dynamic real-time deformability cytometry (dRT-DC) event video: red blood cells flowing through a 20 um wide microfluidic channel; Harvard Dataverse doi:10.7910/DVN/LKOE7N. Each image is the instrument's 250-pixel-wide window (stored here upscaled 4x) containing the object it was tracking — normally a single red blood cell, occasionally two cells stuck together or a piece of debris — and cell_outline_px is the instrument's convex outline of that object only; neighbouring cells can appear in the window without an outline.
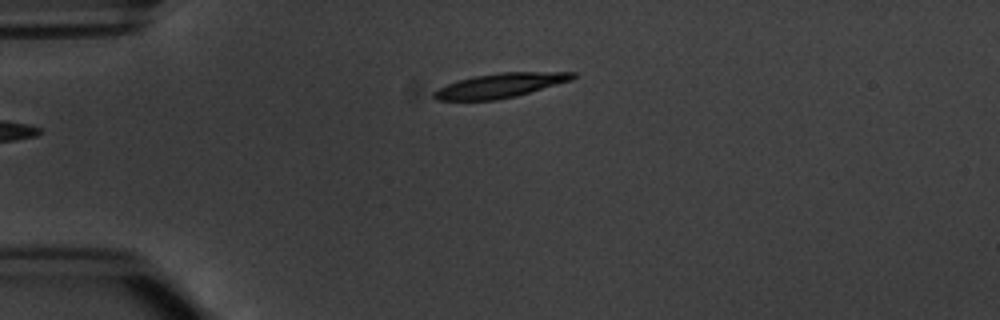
{"species": "common noctule bat (a hibernating species)", "species_latin": "Nyctalus noctula", "temperature_condition": "warm", "stored_images_in_passage": 2, "camera_frame_rate_fps": 3000, "um_per_image_px": 0.085, "animal": {"sex": "male", "body_mass_g": 20.1, "forearm_length_mm": 53.5}, "frame": {"image": 1, "passage_image": 2, "time_ms": 1.333, "image_size_px": [1000, 320], "cell_outline_px": [[576, 76], [572, 80], [516, 96], [496, 100], [436, 100], [432, 96], [432, 92], [448, 84], [460, 80], [476, 76], [500, 72], [576, 72]], "centroid_in_image_um": [42.53, 7.27], "position_along_channel_um": 42.5, "area_um2": 19.54}}